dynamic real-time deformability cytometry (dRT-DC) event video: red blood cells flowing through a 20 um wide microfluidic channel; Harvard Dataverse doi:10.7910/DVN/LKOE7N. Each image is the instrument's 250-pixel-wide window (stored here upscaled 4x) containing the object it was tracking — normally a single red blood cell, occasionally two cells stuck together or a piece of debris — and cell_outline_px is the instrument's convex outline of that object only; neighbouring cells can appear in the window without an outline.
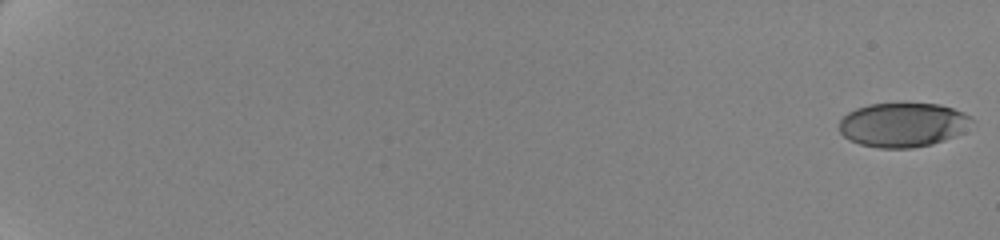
{"species": "human", "species_latin": "Homo sapiens", "temperature_condition": "cold", "stored_images_in_passage": 62, "camera_frame_rate_fps": 3000, "um_per_image_px": 0.085, "donor": {"sex": "female"}, "frame": {"image": 1, "passage_image": 1, "time_ms": 0.0, "image_size_px": [1000, 240], "cell_outline_px": [[972, 120], [964, 132], [956, 136], [932, 144], [912, 148], [880, 148], [860, 144], [848, 140], [840, 132], [840, 120], [848, 112], [856, 108], [872, 104], [940, 104], [964, 112]], "centroid_in_image_um": [76.74, 10.62], "position_along_channel_um": 8.3, "area_um2": 34.04}}
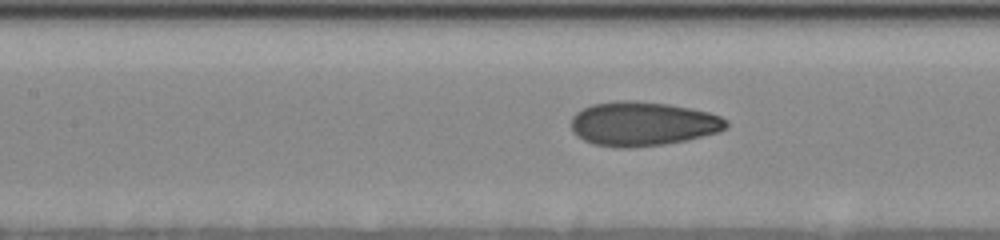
{"frame": {"image": 2, "passage_image": 33, "time_ms": 10.667, "image_size_px": [1000, 240], "cell_outline_px": [[728, 124], [724, 128], [716, 132], [684, 140], [664, 144], [628, 148], [620, 148], [592, 144], [576, 136], [572, 132], [572, 116], [576, 112], [592, 104], [616, 100], [632, 100], [668, 104], [708, 112], [720, 116], [728, 120]], "centroid_in_image_um": [54.57, 10.52], "position_along_channel_um": 152.8, "area_um2": 39.77}}
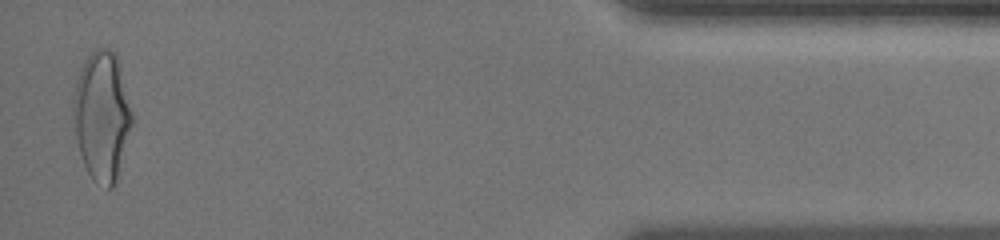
{"frame": {"image": 3, "passage_image": 61, "time_ms": 20.0, "image_size_px": [1000, 240], "cell_outline_px": [[132, 124], [116, 180], [112, 188], [108, 188], [92, 180], [84, 164], [80, 152], [76, 136], [72, 112], [72, 96], [76, 80], [80, 68], [88, 56], [96, 48], [108, 48], [116, 56], [132, 116]], "centroid_in_image_um": [8.62, 9.86], "position_along_channel_um": 426.6, "area_um2": 43.47}, "authors_computed_cell_mechanics": {"area_um2": 37.5989, "velocity_mm_per_s": 3.517, "shape_relaxation_time_tau1_ms": 5.1273, "shape_relaxation_time_tau2_ms": 1.0281, "deformation_change_tau1": 0.1579, "deformation_change_tau2": 0.0606}}